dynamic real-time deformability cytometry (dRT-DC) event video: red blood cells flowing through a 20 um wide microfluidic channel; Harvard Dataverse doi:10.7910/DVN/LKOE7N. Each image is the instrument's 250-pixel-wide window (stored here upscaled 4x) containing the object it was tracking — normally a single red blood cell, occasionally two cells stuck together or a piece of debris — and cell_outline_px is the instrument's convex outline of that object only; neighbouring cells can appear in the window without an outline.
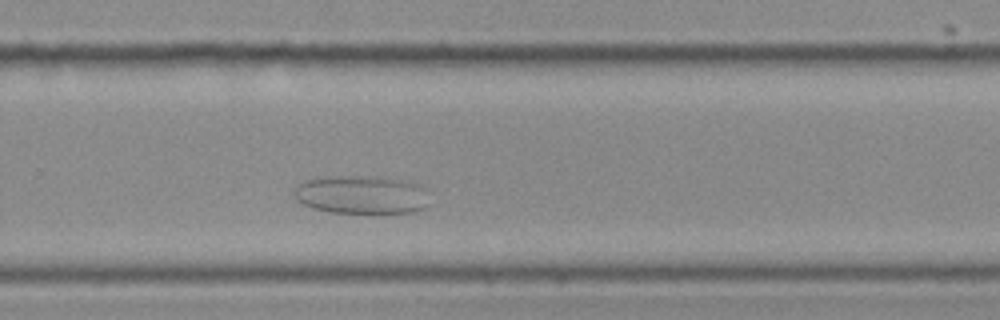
{"species": "Egyptian fruit bat (a non-hibernating species)", "species_latin": "Rousettus aegyptiacus", "temperature_condition": "cold", "stored_images_in_passage": 19, "camera_frame_rate_fps": 3000, "um_per_image_px": 0.085, "frame": {"image": 1, "passage_image": 14, "time_ms": 4.333, "image_size_px": [1000, 320], "cell_outline_px": [[432, 204], [428, 208], [416, 212], [384, 216], [372, 216], [332, 212], [312, 208], [296, 200], [292, 192], [296, 184], [308, 180], [328, 176], [380, 176], [408, 180], [420, 184], [424, 188]], "centroid_in_image_um": [30.84, 16.6], "position_along_channel_um": 299.0, "area_um2": 32.25}}
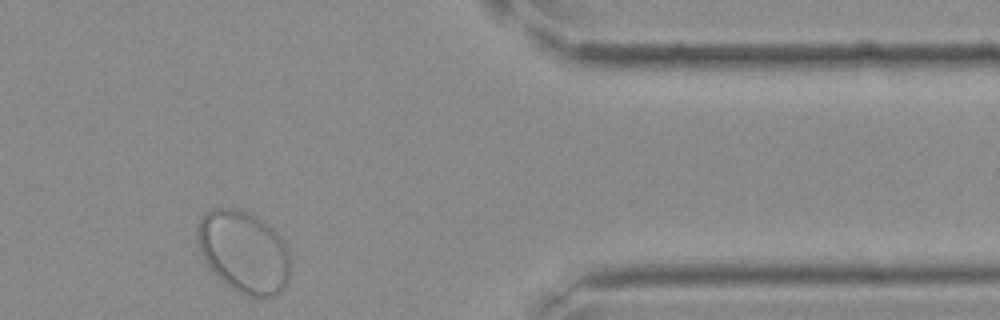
{"frame": {"image": 2, "passage_image": 19, "time_ms": 6.0, "image_size_px": [1000, 320], "cell_outline_px": [[288, 280], [284, 288], [276, 296], [260, 300], [248, 296], [232, 288], [216, 276], [200, 252], [196, 240], [196, 232], [200, 216], [212, 208], [240, 208], [252, 212], [268, 224], [284, 240], [288, 256]], "centroid_in_image_um": [20.71, 21.39], "position_along_channel_um": 390.7, "area_um2": 45.03}}